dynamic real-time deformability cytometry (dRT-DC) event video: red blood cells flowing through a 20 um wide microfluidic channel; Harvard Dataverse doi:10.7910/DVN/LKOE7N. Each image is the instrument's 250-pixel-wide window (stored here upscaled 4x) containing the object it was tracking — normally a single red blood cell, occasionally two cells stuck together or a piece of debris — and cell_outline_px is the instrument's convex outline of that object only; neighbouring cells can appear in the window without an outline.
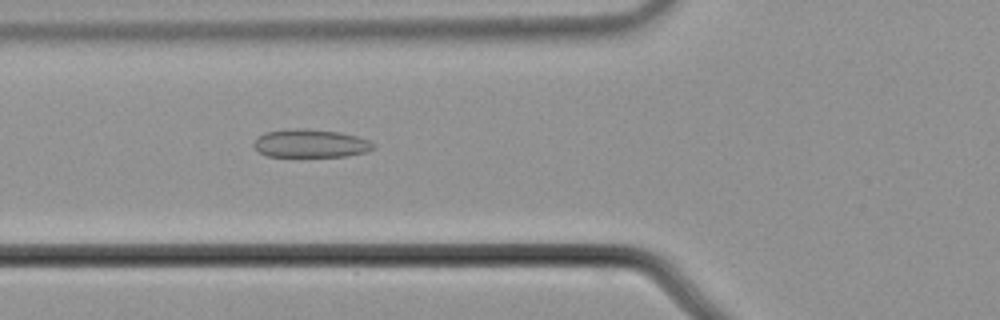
{"species": "common noctule bat (a hibernating species)", "species_latin": "Nyctalus noctula", "temperature_condition": "cold", "stored_images_in_passage": 56, "camera_frame_rate_fps": 3000, "um_per_image_px": 0.085, "animal": {"sex": "male", "body_mass_g": 21.5, "forearm_length_mm": 52.0}, "frame": {"image": 1, "passage_image": 21, "time_ms": 6.667, "image_size_px": [1000, 320], "cell_outline_px": [[372, 148], [364, 152], [348, 156], [268, 156], [260, 152], [252, 144], [264, 132], [288, 128], [300, 128], [340, 132], [356, 136], [368, 140], [372, 144]], "centroid_in_image_um": [26.35, 12.18], "position_along_channel_um": 99.4, "area_um2": 19.36}}
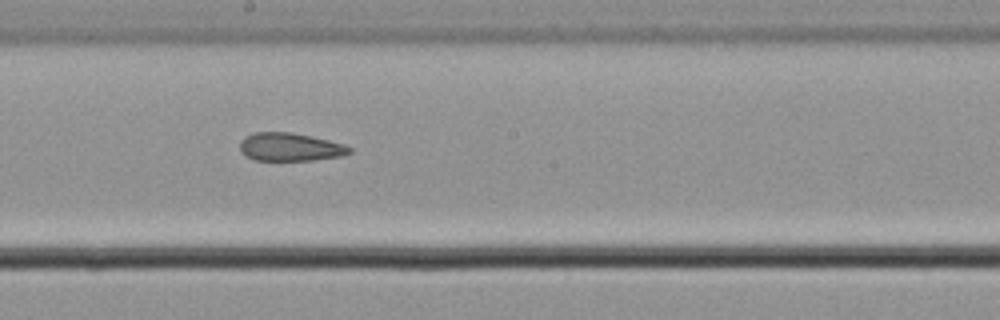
{"frame": {"image": 2, "passage_image": 31, "time_ms": 10.0, "image_size_px": [1000, 320], "cell_outline_px": [[352, 152], [340, 156], [312, 160], [256, 160], [244, 156], [240, 152], [240, 140], [244, 136], [252, 132], [292, 132], [312, 136], [344, 144], [352, 148]], "centroid_in_image_um": [24.61, 12.48], "position_along_channel_um": 223.6, "area_um2": 18.15}}
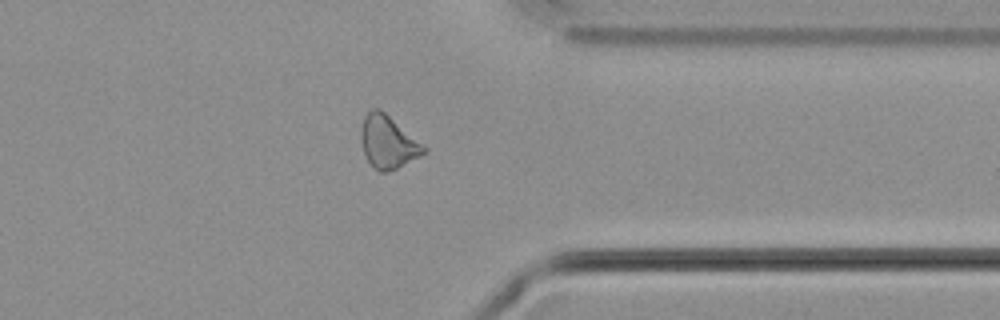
{"frame": {"image": 3, "passage_image": 44, "time_ms": 14.333, "image_size_px": [1000, 320], "cell_outline_px": [[428, 148], [420, 156], [388, 172], [380, 172], [368, 160], [364, 152], [360, 140], [360, 132], [364, 116], [372, 108], [380, 108]], "centroid_in_image_um": [32.96, 12.05], "position_along_channel_um": 378.4, "area_um2": 19.07}, "authors_computed_cell_mechanics": {"area_um2": 20.0277, "velocity_mm_per_s": 3.7169, "shape_relaxation_time_tau1_ms": null, "shape_relaxation_time_tau2_ms": 3.6929, "deformation_change_tau1": null, "deformation_change_tau2": 0.1132}}